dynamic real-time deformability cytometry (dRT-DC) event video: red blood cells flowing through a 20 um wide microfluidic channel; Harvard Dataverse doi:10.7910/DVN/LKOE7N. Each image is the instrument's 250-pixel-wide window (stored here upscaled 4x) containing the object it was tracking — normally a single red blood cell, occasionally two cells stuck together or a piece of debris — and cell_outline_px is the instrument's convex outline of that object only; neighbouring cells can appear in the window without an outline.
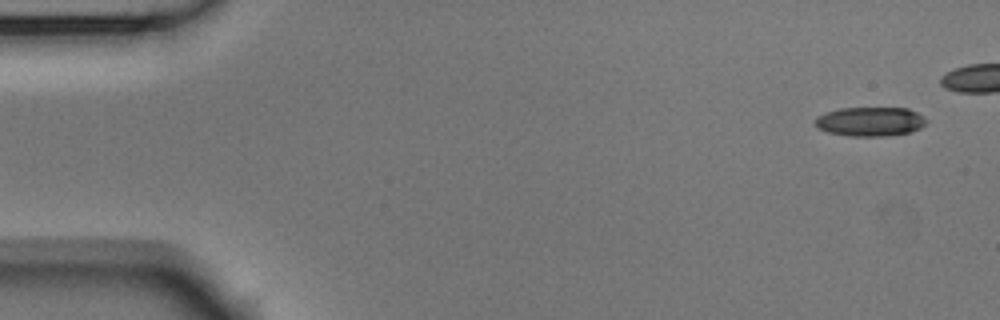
{"species": "Egyptian fruit bat (a non-hibernating species)", "species_latin": "Rousettus aegyptiacus", "temperature_condition": "room temperature", "stored_images_in_passage": 8, "camera_frame_rate_fps": 3000, "um_per_image_px": 0.085, "animal": {"sex": "male"}, "frame": {"image": 1, "passage_image": 1, "time_ms": 0.0, "image_size_px": [1000, 320], "cell_outline_px": [[928, 120], [920, 128], [908, 132], [888, 136], [848, 136], [828, 132], [820, 128], [816, 124], [816, 116], [824, 112], [840, 108], [908, 108], [924, 116]], "centroid_in_image_um": [73.97, 10.32], "position_along_channel_um": 11.0, "area_um2": 18.9}}
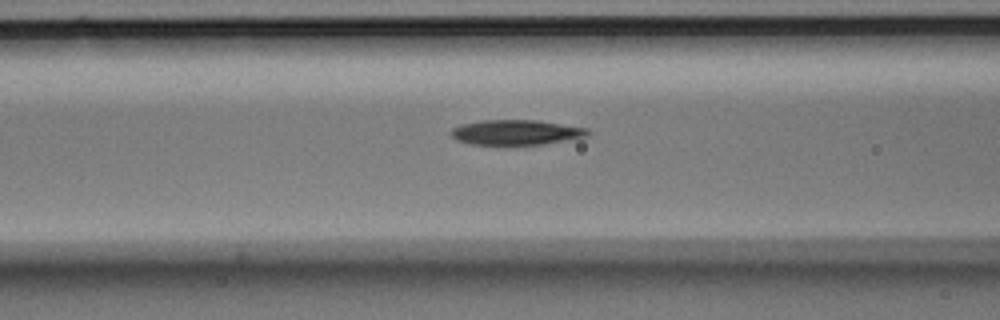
{"frame": {"image": 2, "passage_image": 7, "time_ms": 2.0, "image_size_px": [1000, 320], "cell_outline_px": [[588, 136], [544, 144], [508, 148], [504, 148], [468, 144], [456, 140], [448, 132], [452, 128], [460, 124], [480, 120], [536, 120], [588, 128]], "centroid_in_image_um": [43.76, 11.3], "position_along_channel_um": 122.8, "area_um2": 21.1}}
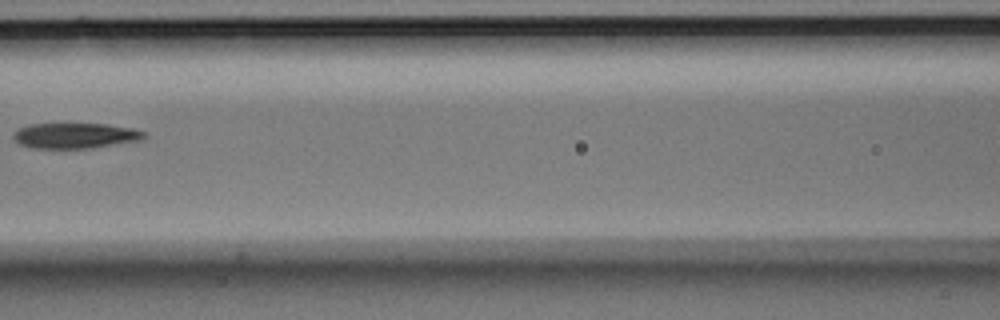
{"frame": {"image": 3, "passage_image": 8, "time_ms": 2.333, "image_size_px": [1000, 320], "cell_outline_px": [[144, 136], [140, 140], [92, 148], [32, 148], [20, 144], [12, 136], [12, 132], [20, 128], [32, 124], [108, 124], [132, 128], [144, 132]], "centroid_in_image_um": [6.36, 11.53], "position_along_channel_um": 160.2, "area_um2": 19.19}}